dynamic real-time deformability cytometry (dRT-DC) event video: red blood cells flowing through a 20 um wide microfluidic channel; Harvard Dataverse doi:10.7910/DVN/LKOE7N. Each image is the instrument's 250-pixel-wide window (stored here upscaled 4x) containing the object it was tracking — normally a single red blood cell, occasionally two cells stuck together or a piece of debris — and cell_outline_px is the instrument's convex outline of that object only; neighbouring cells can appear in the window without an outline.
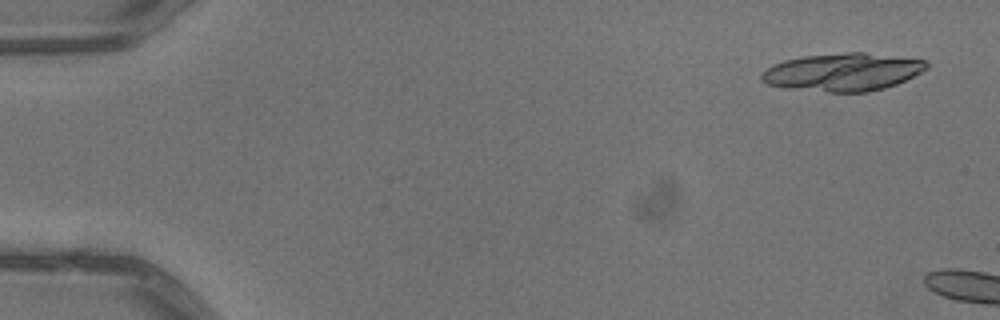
{"species": "common noctule bat (a hibernating species)", "species_latin": "Nyctalus noctula", "temperature_condition": "warm", "stored_images_in_passage": 7, "camera_frame_rate_fps": 3000, "um_per_image_px": 0.085, "animal": {"sex": "male", "body_mass_g": 13.3}, "frame": {"image": 1, "passage_image": 1, "time_ms": 0.0, "image_size_px": [1000, 320], "cell_outline_px": [[928, 68], [896, 84], [884, 88], [868, 92], [828, 92], [788, 88], [764, 84], [760, 80], [760, 72], [772, 64], [784, 60], [804, 56], [848, 52], [864, 52], [928, 60]], "centroid_in_image_um": [71.6, 6.12], "position_along_channel_um": 13.4, "area_um2": 36.59}}
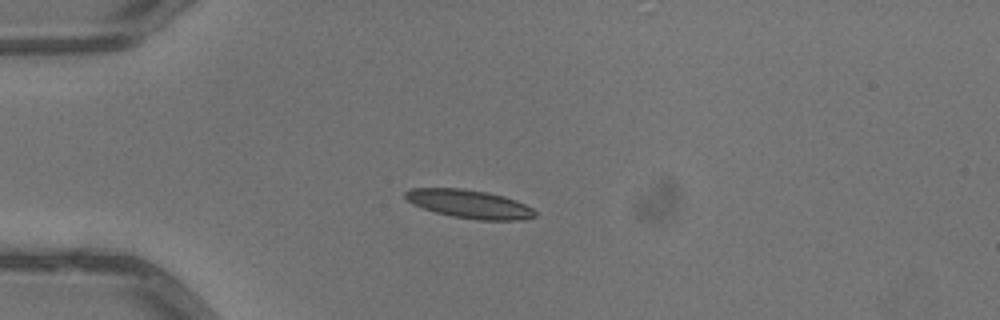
{"frame": {"image": 2, "passage_image": 5, "time_ms": 1.333, "image_size_px": [1000, 320], "cell_outline_px": [[536, 216], [524, 220], [480, 220], [452, 216], [436, 212], [412, 204], [404, 196], [404, 192], [412, 188], [460, 188], [484, 192], [504, 196], [516, 200], [532, 208], [536, 212]], "centroid_in_image_um": [39.9, 17.34], "position_along_channel_um": 45.1, "area_um2": 21.33}}
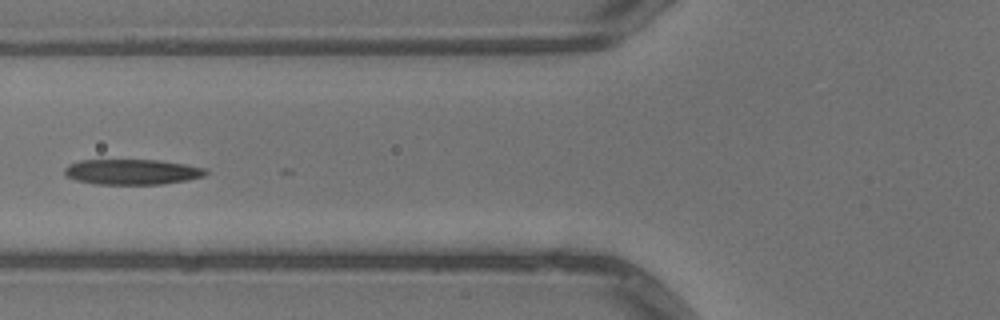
{"frame": {"image": 3, "passage_image": 7, "time_ms": 2.0, "image_size_px": [1000, 320], "cell_outline_px": [[208, 172], [204, 176], [188, 180], [164, 184], [96, 184], [76, 180], [68, 176], [64, 172], [64, 168], [68, 164], [80, 160], [156, 160], [184, 164], [204, 168]], "centroid_in_image_um": [11.22, 14.61], "position_along_channel_um": 114.6, "area_um2": 20.81}}